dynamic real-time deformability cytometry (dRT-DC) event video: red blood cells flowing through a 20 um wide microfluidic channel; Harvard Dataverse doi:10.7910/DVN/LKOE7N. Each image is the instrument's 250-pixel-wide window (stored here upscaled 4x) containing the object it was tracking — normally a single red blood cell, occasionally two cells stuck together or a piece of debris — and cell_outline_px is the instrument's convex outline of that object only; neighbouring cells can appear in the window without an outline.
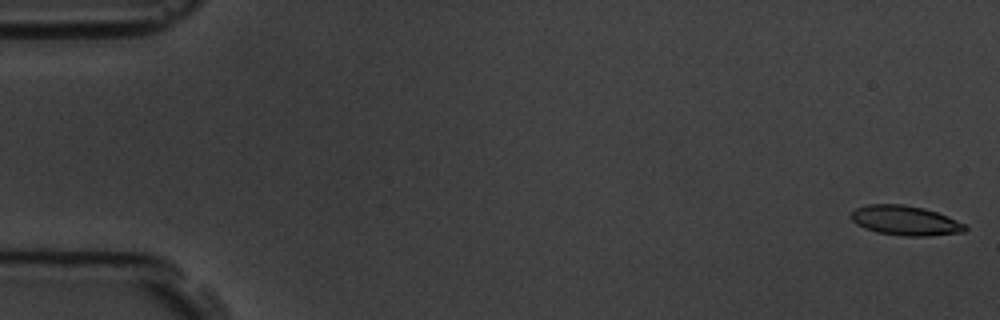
{"species": "common noctule bat (a hibernating species)", "species_latin": "Nyctalus noctula", "temperature_condition": "room temperature", "stored_images_in_passage": 5, "camera_frame_rate_fps": 3000, "um_per_image_px": 0.085, "animal": {"sex": "male", "body_mass_g": 19.5, "forearm_length_mm": 54.6}, "frame": {"image": 1, "passage_image": 1, "time_ms": 0.0, "image_size_px": [1000, 320], "cell_outline_px": [[968, 228], [964, 232], [928, 236], [904, 236], [876, 232], [864, 228], [856, 224], [852, 220], [852, 212], [856, 208], [868, 204], [904, 204], [924, 208], [948, 216], [964, 224]], "centroid_in_image_um": [76.95, 18.74], "position_along_channel_um": 8.1, "area_um2": 19.71}}